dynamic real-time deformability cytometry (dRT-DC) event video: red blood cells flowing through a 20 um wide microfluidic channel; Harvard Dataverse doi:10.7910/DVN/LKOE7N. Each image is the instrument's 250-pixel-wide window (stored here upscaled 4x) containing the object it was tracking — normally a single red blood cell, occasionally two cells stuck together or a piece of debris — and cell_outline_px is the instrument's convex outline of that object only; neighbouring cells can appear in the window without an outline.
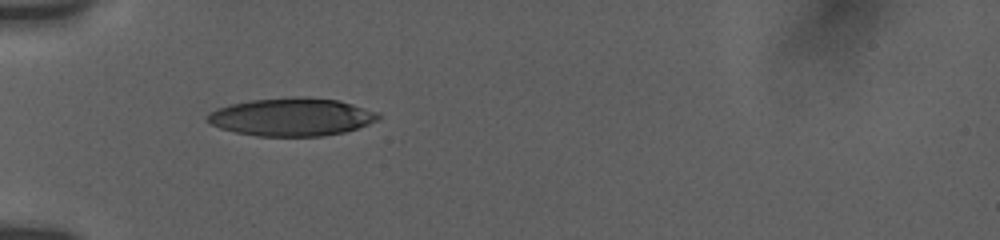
{"species": "human", "species_latin": "Homo sapiens", "temperature_condition": "room temperature", "stored_images_in_passage": 38, "camera_frame_rate_fps": 3000, "um_per_image_px": 0.085, "donor": {"sex": "female"}, "frame": {"image": 1, "passage_image": 1, "time_ms": 0.0, "image_size_px": [1000, 240], "cell_outline_px": [[380, 116], [376, 120], [368, 124], [344, 132], [324, 136], [256, 136], [236, 132], [220, 128], [212, 124], [204, 116], [216, 108], [232, 104], [252, 100], [292, 96], [308, 96], [340, 100], [380, 112]], "centroid_in_image_um": [24.81, 9.93], "position_along_channel_um": 60.2, "area_um2": 38.03}}
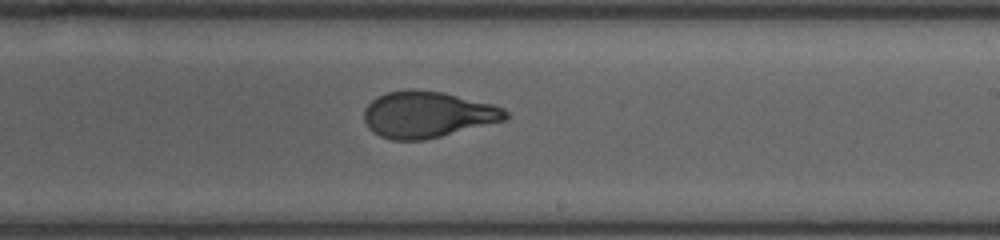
{"frame": {"image": 2, "passage_image": 17, "time_ms": 5.333, "image_size_px": [1000, 240], "cell_outline_px": [[508, 116], [504, 120], [424, 140], [392, 140], [380, 136], [372, 132], [368, 128], [364, 120], [364, 108], [376, 96], [388, 92], [408, 88], [444, 92], [492, 104], [504, 108], [508, 112]], "centroid_in_image_um": [36.29, 9.72], "position_along_channel_um": 252.7, "area_um2": 38.21}}
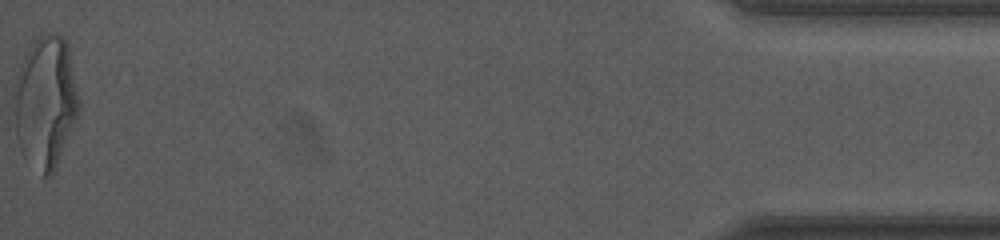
{"frame": {"image": 3, "passage_image": 38, "time_ms": 12.333, "image_size_px": [1000, 240], "cell_outline_px": [[80, 108], [56, 168], [52, 176], [44, 176], [20, 152], [16, 136], [16, 76], [20, 64], [24, 56], [32, 44], [40, 36], [48, 32], [56, 32], [64, 40], [68, 48], [80, 100]], "centroid_in_image_um": [3.89, 8.68], "position_along_channel_um": 431.3, "area_um2": 49.13}, "authors_computed_cell_mechanics": {"area_um2": 38.6104, "velocity_mm_per_s": 3.7723, "shape_relaxation_time_tau1_ms": 4.0684, "shape_relaxation_time_tau2_ms": 0.8423, "deformation_change_tau1": 0.1949, "deformation_change_tau2": 0.0718}}